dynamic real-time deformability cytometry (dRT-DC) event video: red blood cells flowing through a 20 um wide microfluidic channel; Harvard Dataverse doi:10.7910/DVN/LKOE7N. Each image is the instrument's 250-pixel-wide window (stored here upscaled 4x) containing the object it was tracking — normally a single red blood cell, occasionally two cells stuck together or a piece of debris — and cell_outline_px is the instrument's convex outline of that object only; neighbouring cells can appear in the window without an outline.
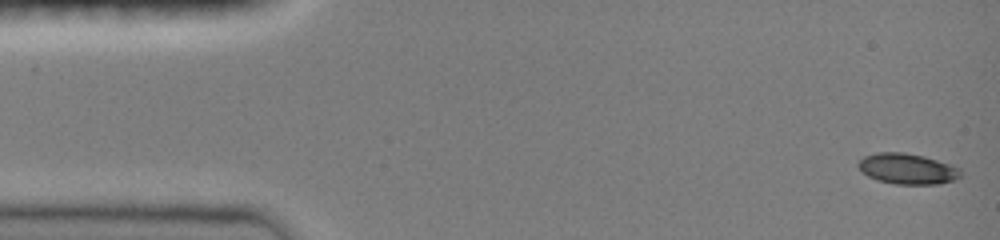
{"species": "common noctule bat (a hibernating species)", "species_latin": "Nyctalus noctula", "temperature_condition": "room temperature", "stored_images_in_passage": 47, "camera_frame_rate_fps": 3000, "um_per_image_px": 0.085, "animal": {"sex": "female", "body_mass_g": 19.0, "forearm_length_mm": 51.5}, "frame": {"image": 1, "passage_image": 1, "time_ms": 0.0, "image_size_px": [1000, 240], "cell_outline_px": [[960, 176], [952, 180], [936, 184], [896, 184], [876, 180], [868, 176], [856, 164], [864, 156], [876, 152], [904, 152], [924, 156], [960, 168]], "centroid_in_image_um": [77.09, 14.34], "position_along_channel_um": 7.9, "area_um2": 18.09}}
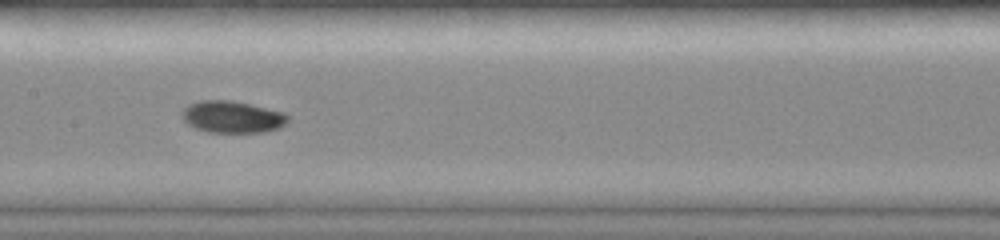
{"frame": {"image": 2, "passage_image": 23, "time_ms": 7.333, "image_size_px": [1000, 240], "cell_outline_px": [[288, 120], [280, 128], [264, 132], [208, 132], [196, 128], [188, 124], [180, 116], [184, 108], [188, 104], [200, 100], [232, 100], [284, 112], [288, 116]], "centroid_in_image_um": [19.73, 9.93], "position_along_channel_um": 187.7, "area_um2": 19.71}}
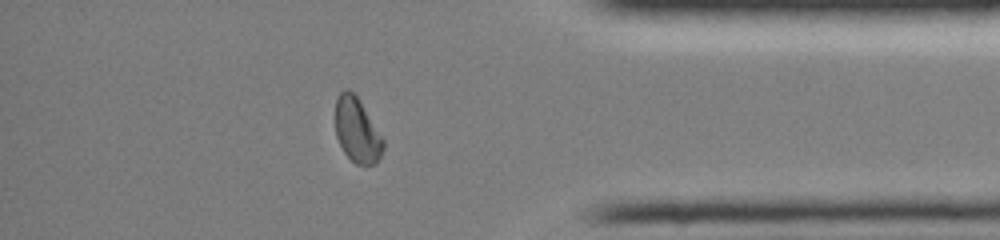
{"frame": {"image": 3, "passage_image": 40, "time_ms": 13.0, "image_size_px": [1000, 240], "cell_outline_px": [[384, 148], [380, 156], [372, 164], [356, 164], [344, 152], [336, 136], [336, 96], [344, 88], [348, 88], [360, 100], [384, 140]], "centroid_in_image_um": [30.34, 11.03], "position_along_channel_um": 404.9, "area_um2": 17.8}, "authors_computed_cell_mechanics": {"area_um2": 18.496, "velocity_mm_per_s": 4.0557, "shape_relaxation_time_tau1_ms": 7.2068, "shape_relaxation_time_tau2_ms": null, "deformation_change_tau1": 0.1523, "deformation_change_tau2": null}}